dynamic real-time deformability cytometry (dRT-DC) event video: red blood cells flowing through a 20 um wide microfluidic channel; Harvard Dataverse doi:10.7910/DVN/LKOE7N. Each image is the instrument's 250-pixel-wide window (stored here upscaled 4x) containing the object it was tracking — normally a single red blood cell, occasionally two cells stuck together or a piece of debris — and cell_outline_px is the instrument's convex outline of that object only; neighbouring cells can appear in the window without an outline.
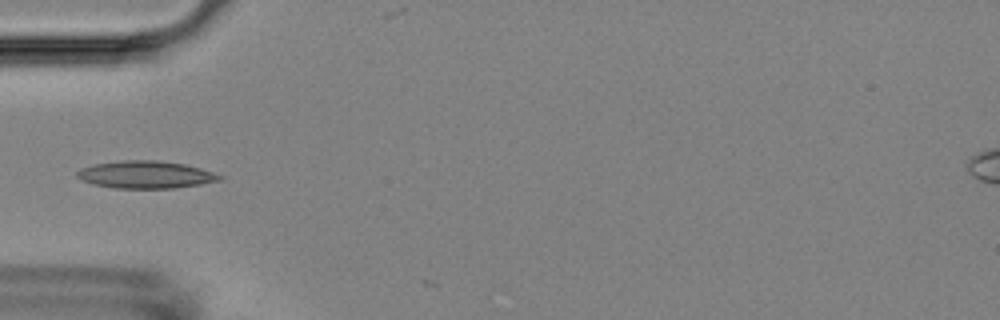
{"species": "Egyptian fruit bat (a non-hibernating species)", "species_latin": "Rousettus aegyptiacus", "temperature_condition": "room temperature", "stored_images_in_passage": 2, "camera_frame_rate_fps": 3000, "um_per_image_px": 0.085, "animal": {"sex": "female"}, "frame": {"image": 1, "passage_image": 1, "time_ms": 0.0, "image_size_px": [1000, 320], "cell_outline_px": [[224, 176], [220, 180], [200, 184], [176, 188], [116, 188], [92, 184], [80, 180], [76, 176], [76, 172], [80, 168], [96, 164], [124, 160], [156, 160], [184, 164], [200, 168]], "centroid_in_image_um": [12.36, 14.85], "position_along_channel_um": 72.6, "area_um2": 22.72}}